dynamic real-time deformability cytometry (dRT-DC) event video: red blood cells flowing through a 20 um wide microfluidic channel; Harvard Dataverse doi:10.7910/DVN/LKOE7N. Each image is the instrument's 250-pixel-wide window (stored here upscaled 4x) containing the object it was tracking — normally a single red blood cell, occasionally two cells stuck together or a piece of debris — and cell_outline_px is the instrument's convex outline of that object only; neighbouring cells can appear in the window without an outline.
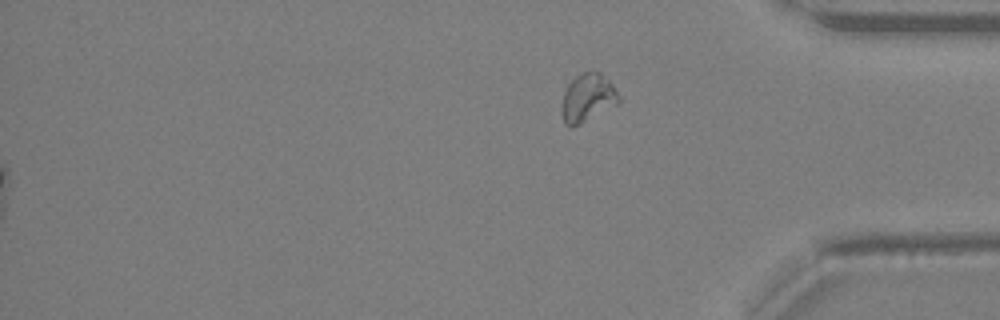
{"species": "Egyptian fruit bat (a non-hibernating species)", "species_latin": "Rousettus aegyptiacus", "temperature_condition": "warm", "stored_images_in_passage": 40, "segment_of_instrument_passage": [2, 2], "camera_frame_rate_fps": 3000, "um_per_image_px": 0.085, "animal": {"sex": "female"}, "frame": {"image": 1, "passage_image": 40, "time_ms": 13.0, "image_size_px": [1000, 320], "cell_outline_px": [[620, 100], [616, 104], [572, 128], [564, 124], [560, 112], [560, 108], [564, 92], [568, 84], [576, 76], [584, 72], [600, 72], [612, 84]], "centroid_in_image_um": [49.88, 8.34], "position_along_channel_um": 385.3, "area_um2": 15.78}}